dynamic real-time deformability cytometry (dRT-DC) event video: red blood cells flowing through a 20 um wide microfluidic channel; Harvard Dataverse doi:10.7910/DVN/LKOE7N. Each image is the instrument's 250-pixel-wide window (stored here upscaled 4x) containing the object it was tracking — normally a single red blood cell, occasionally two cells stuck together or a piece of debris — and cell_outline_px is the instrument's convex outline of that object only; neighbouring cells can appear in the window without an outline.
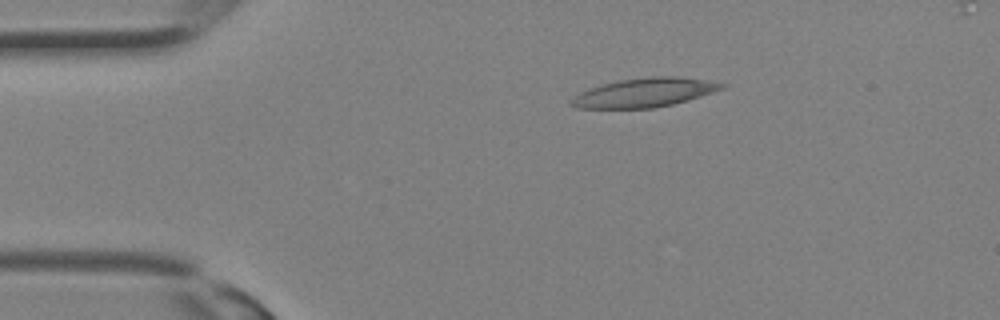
{"species": "Egyptian fruit bat (a non-hibernating species)", "species_latin": "Rousettus aegyptiacus", "temperature_condition": "room temperature", "stored_images_in_passage": 26, "camera_frame_rate_fps": 3000, "um_per_image_px": 0.085, "animal": {"sex": "female"}, "frame": {"image": 1, "passage_image": 1, "time_ms": 0.0, "image_size_px": [1000, 320], "cell_outline_px": [[728, 84], [724, 88], [688, 100], [672, 104], [652, 108], [576, 108], [568, 104], [568, 100], [580, 92], [604, 84], [620, 80], [652, 76], [680, 76]], "centroid_in_image_um": [54.76, 7.87], "position_along_channel_um": 30.2, "area_um2": 25.26}}
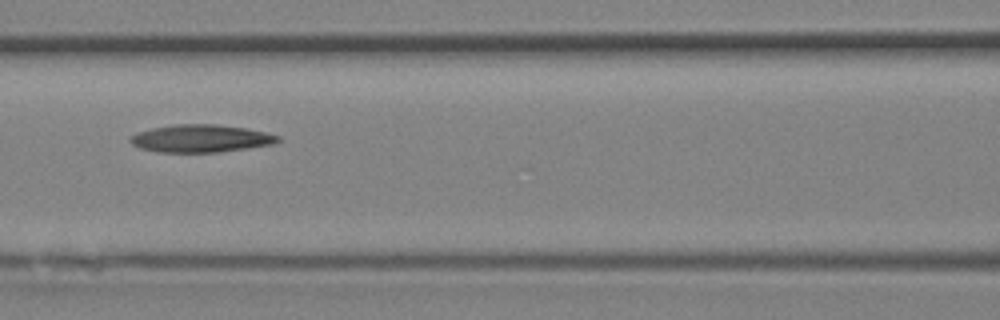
{"frame": {"image": 2, "passage_image": 9, "time_ms": 2.667, "image_size_px": [1000, 320], "cell_outline_px": [[280, 140], [272, 144], [248, 148], [220, 152], [160, 152], [140, 148], [132, 144], [128, 140], [128, 136], [136, 132], [152, 128], [172, 124], [216, 124], [244, 128], [264, 132], [280, 136]], "centroid_in_image_um": [17.01, 11.76], "position_along_channel_um": 149.6, "area_um2": 23.81}}
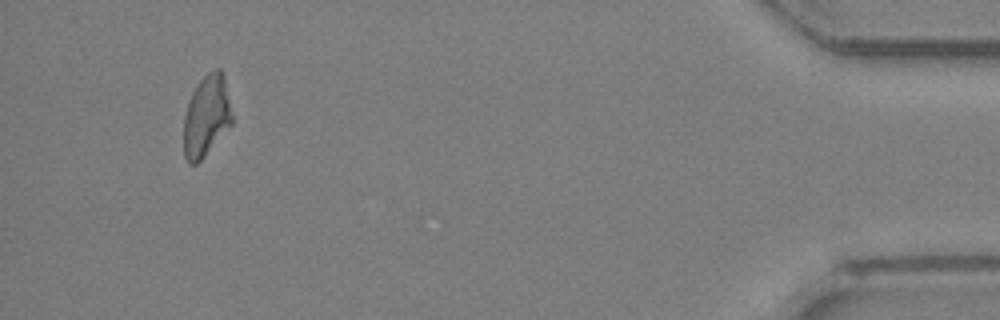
{"frame": {"image": 3, "passage_image": 25, "time_ms": 8.0, "image_size_px": [1000, 320], "cell_outline_px": [[232, 124], [204, 156], [196, 164], [188, 164], [184, 156], [184, 116], [188, 100], [192, 92], [200, 80], [208, 72], [216, 68], [220, 68], [224, 72], [232, 116]], "centroid_in_image_um": [17.54, 9.84], "position_along_channel_um": 417.7, "area_um2": 22.95}}